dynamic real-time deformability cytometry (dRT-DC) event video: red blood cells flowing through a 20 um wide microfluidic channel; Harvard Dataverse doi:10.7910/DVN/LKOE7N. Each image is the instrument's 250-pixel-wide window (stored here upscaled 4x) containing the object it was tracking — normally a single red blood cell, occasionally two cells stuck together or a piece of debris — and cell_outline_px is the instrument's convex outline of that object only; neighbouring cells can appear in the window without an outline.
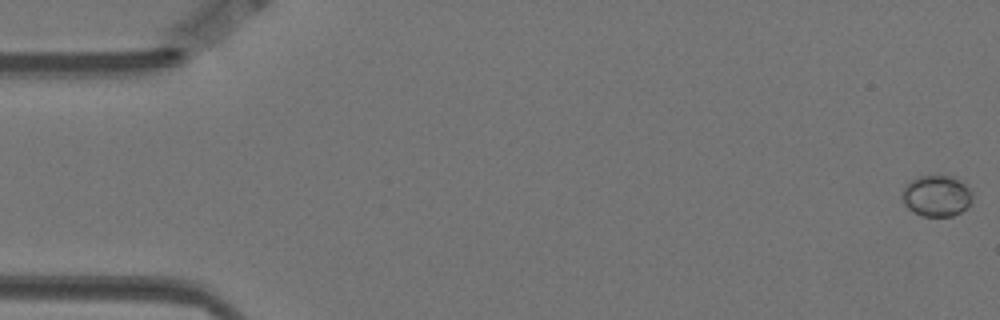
{"species": "Egyptian fruit bat (a non-hibernating species)", "species_latin": "Rousettus aegyptiacus", "temperature_condition": "warm", "stored_images_in_passage": 31, "camera_frame_rate_fps": 3000, "um_per_image_px": 0.085, "animal": {"sex": "female"}, "frame": {"image": 1, "passage_image": 1, "time_ms": 0.0, "image_size_px": [1000, 320], "cell_outline_px": [[972, 204], [968, 208], [952, 216], [924, 216], [912, 212], [904, 204], [904, 188], [912, 180], [920, 176], [932, 172], [956, 176], [972, 192]], "centroid_in_image_um": [79.66, 16.61], "position_along_channel_um": 5.3, "area_um2": 17.28}}
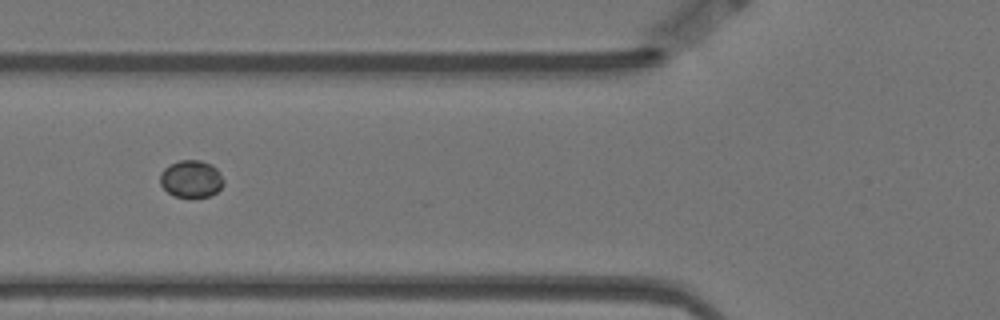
{"frame": {"image": 2, "passage_image": 22, "time_ms": 7.0, "image_size_px": [1000, 320], "cell_outline_px": [[224, 184], [216, 192], [208, 196], [176, 196], [168, 192], [160, 184], [160, 172], [168, 164], [180, 160], [200, 160], [212, 164], [220, 172], [224, 180]], "centroid_in_image_um": [16.25, 15.17], "position_along_channel_um": 109.6, "area_um2": 13.76}}
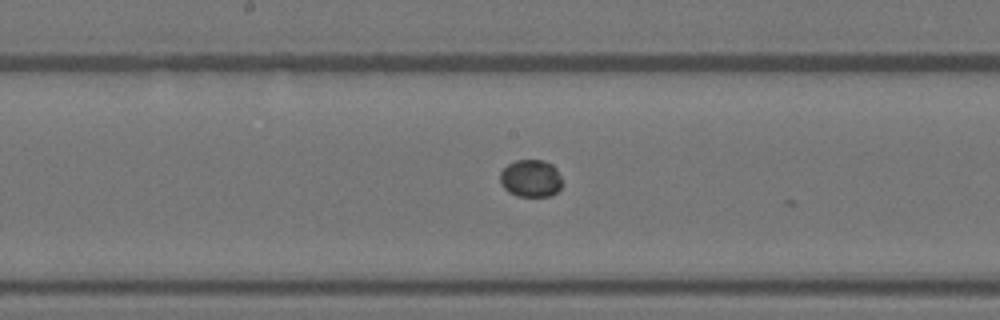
{"frame": {"image": 3, "passage_image": 30, "time_ms": 9.667, "image_size_px": [1000, 320], "cell_outline_px": [[560, 188], [552, 196], [516, 196], [508, 192], [500, 184], [500, 172], [508, 164], [516, 160], [544, 160], [552, 164], [556, 168], [560, 176]], "centroid_in_image_um": [45.09, 15.16], "position_along_channel_um": 203.1, "area_um2": 13.58}}